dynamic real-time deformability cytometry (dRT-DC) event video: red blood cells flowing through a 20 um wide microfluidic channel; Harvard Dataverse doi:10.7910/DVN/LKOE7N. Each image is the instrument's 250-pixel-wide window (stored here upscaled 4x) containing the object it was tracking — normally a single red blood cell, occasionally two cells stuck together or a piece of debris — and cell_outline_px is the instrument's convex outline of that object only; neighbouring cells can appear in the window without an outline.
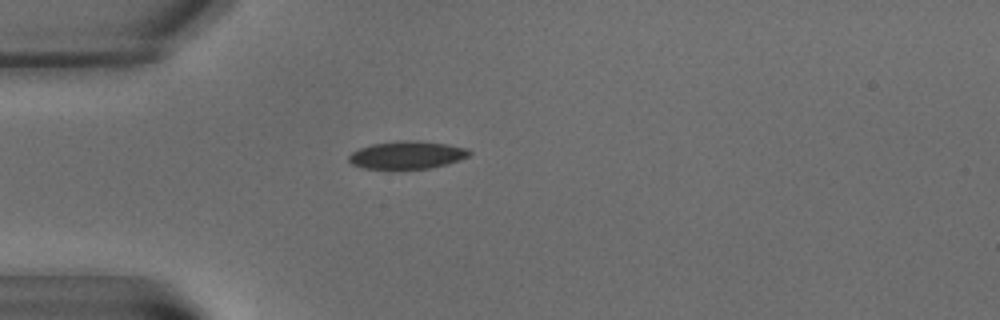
{"species": "common noctule bat (a hibernating species)", "species_latin": "Nyctalus noctula", "temperature_condition": "warm", "stored_images_in_passage": 5, "camera_frame_rate_fps": 3000, "um_per_image_px": 0.085, "animal": {"sex": "male", "body_mass_g": 15.6}, "frame": {"image": 1, "passage_image": 2, "time_ms": 1.333, "image_size_px": [1000, 320], "cell_outline_px": [[472, 152], [468, 156], [460, 160], [448, 164], [428, 168], [364, 168], [352, 164], [348, 160], [348, 156], [352, 152], [360, 148], [372, 144], [396, 140], [420, 140], [448, 144], [468, 148]], "centroid_in_image_um": [34.63, 13.15], "position_along_channel_um": 50.4, "area_um2": 19.54}}
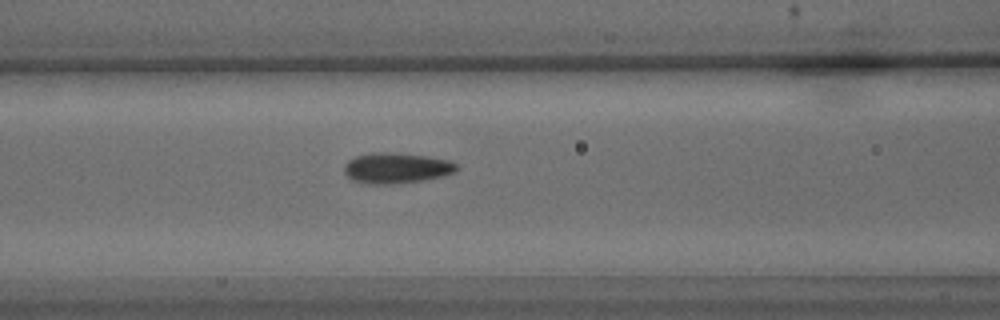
{"frame": {"image": 2, "passage_image": 5, "time_ms": 4.667, "image_size_px": [1000, 320], "cell_outline_px": [[460, 168], [456, 172], [444, 176], [396, 184], [368, 184], [352, 180], [344, 172], [344, 164], [348, 160], [356, 156], [376, 152], [388, 152], [428, 156], [448, 160], [456, 164]], "centroid_in_image_um": [33.7, 14.28], "position_along_channel_um": 132.9, "area_um2": 20.11}}